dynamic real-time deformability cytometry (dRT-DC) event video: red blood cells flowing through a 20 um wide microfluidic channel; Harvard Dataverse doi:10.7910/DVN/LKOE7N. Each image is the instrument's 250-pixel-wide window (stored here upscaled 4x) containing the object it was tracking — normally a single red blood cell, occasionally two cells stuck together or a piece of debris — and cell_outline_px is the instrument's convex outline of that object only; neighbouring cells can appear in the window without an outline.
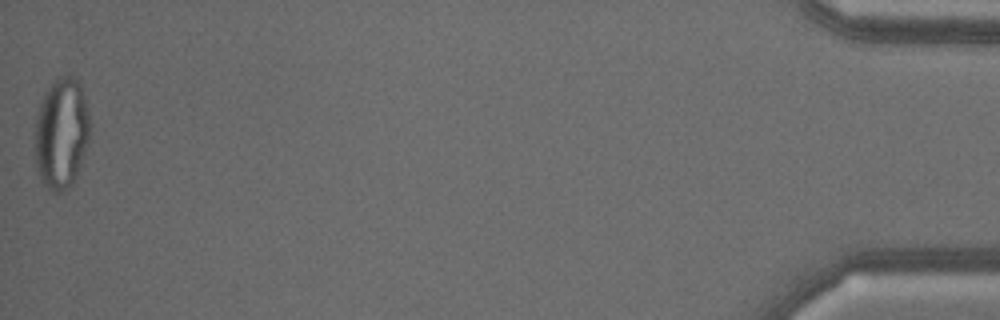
{"species": "common noctule bat (a hibernating species)", "species_latin": "Nyctalus noctula", "temperature_condition": "warm", "stored_images_in_passage": 55, "camera_frame_rate_fps": 3000, "um_per_image_px": 0.085, "animal": {"sex": "male", "body_mass_g": 18.8}, "frame": {"image": 1, "passage_image": 55, "time_ms": 18.0, "image_size_px": [1000, 320], "cell_outline_px": [[92, 124], [88, 144], [72, 184], [68, 188], [60, 192], [48, 192], [40, 180], [36, 164], [36, 116], [40, 104], [48, 88], [60, 76], [72, 76], [80, 84], [84, 96]], "centroid_in_image_um": [5.24, 11.37], "position_along_channel_um": 430.0, "area_um2": 35.55}}